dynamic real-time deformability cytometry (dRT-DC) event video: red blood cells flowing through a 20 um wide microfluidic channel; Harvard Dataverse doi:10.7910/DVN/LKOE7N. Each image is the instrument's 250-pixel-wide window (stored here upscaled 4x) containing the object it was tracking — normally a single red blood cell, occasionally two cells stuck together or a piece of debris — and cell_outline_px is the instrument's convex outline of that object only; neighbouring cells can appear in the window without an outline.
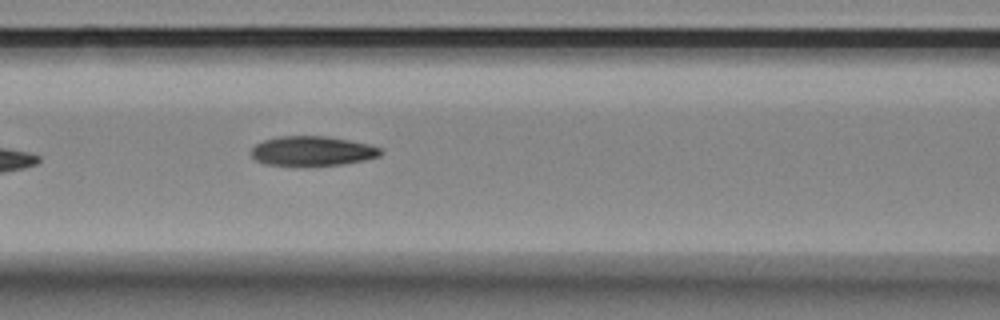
{"species": "Egyptian fruit bat (a non-hibernating species)", "species_latin": "Rousettus aegyptiacus", "temperature_condition": "room temperature", "stored_images_in_passage": 7, "camera_frame_rate_fps": 3000, "um_per_image_px": 0.085, "animal": {"sex": "female"}, "frame": {"image": 1, "passage_image": 7, "time_ms": 2.0, "image_size_px": [1000, 320], "cell_outline_px": [[384, 152], [380, 156], [364, 160], [344, 164], [264, 164], [256, 160], [252, 156], [252, 148], [256, 144], [264, 140], [280, 136], [328, 136], [368, 144], [380, 148]], "centroid_in_image_um": [26.57, 12.81], "position_along_channel_um": 140.0, "area_um2": 21.85}}